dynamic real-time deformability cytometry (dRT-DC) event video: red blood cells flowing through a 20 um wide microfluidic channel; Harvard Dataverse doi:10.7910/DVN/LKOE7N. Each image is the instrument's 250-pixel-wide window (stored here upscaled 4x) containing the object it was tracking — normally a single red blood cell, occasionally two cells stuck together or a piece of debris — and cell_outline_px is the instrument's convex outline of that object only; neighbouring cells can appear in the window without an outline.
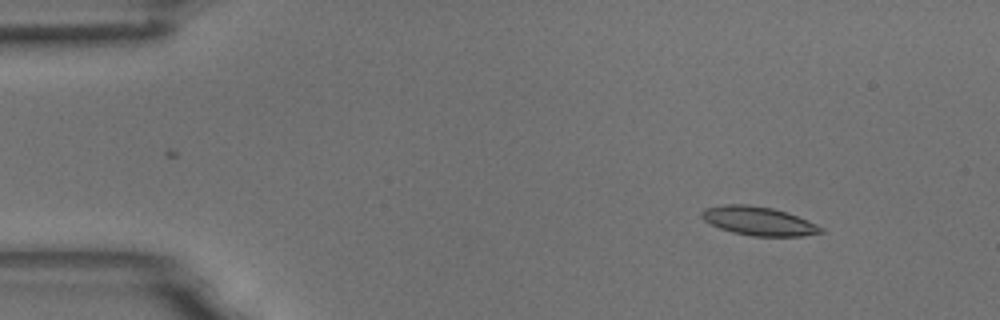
{"species": "common noctule bat (a hibernating species)", "species_latin": "Nyctalus noctula", "temperature_condition": "room temperature", "stored_images_in_passage": 3, "camera_frame_rate_fps": 3000, "um_per_image_px": 0.085, "animal": {"sex": "male", "body_mass_g": 18.8}, "frame": {"image": 1, "passage_image": 1, "time_ms": 0.0, "image_size_px": [1000, 320], "cell_outline_px": [[824, 232], [804, 236], [752, 236], [732, 232], [720, 228], [704, 220], [700, 216], [700, 212], [704, 208], [724, 204], [744, 204], [772, 208], [796, 216], [816, 224], [824, 228]], "centroid_in_image_um": [64.45, 18.79], "position_along_channel_um": 20.5, "area_um2": 19.83}}